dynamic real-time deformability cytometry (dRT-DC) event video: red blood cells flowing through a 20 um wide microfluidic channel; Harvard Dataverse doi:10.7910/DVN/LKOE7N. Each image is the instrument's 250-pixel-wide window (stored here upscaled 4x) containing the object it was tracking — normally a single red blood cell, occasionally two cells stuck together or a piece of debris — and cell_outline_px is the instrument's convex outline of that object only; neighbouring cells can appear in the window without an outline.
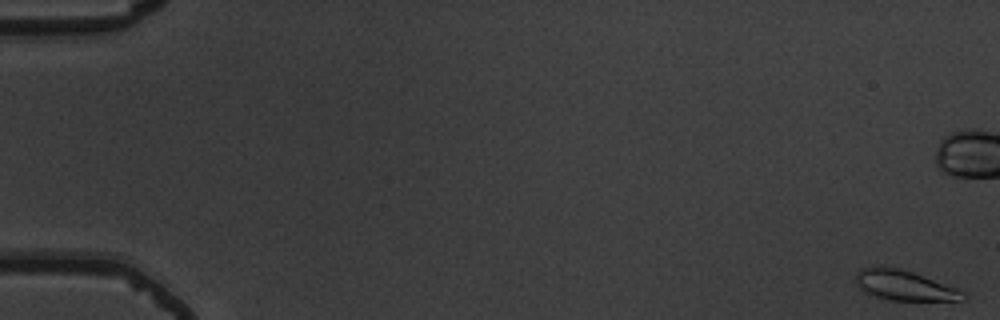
{"species": "common noctule bat (a hibernating species)", "species_latin": "Nyctalus noctula", "temperature_condition": "warm", "stored_images_in_passage": 15, "camera_frame_rate_fps": 3000, "um_per_image_px": 0.085, "animal": {"sex": "male", "body_mass_g": 19.5, "forearm_length_mm": 54.6}, "frame": {"image": 1, "passage_image": 1, "time_ms": 0.0, "image_size_px": [1000, 320], "cell_outline_px": [[968, 300], [888, 300], [872, 296], [864, 292], [856, 284], [856, 272], [864, 268], [880, 264], [912, 272], [956, 288], [964, 292], [968, 296]], "centroid_in_image_um": [76.84, 24.26], "position_along_channel_um": 8.2, "area_um2": 18.9}}